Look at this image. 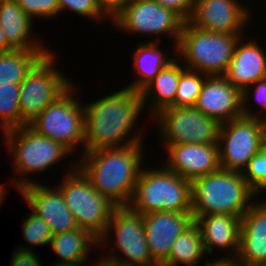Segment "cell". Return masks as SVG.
I'll list each match as a JSON object with an SVG mask.
<instances>
[{"mask_svg":"<svg viewBox=\"0 0 266 266\" xmlns=\"http://www.w3.org/2000/svg\"><path fill=\"white\" fill-rule=\"evenodd\" d=\"M84 110L85 146L82 153L143 144L139 132L135 137H128L143 110L140 92L125 87L84 105ZM122 141H125L123 145Z\"/></svg>","mask_w":266,"mask_h":266,"instance_id":"obj_1","label":"cell"},{"mask_svg":"<svg viewBox=\"0 0 266 266\" xmlns=\"http://www.w3.org/2000/svg\"><path fill=\"white\" fill-rule=\"evenodd\" d=\"M141 145L85 152L76 166L101 195L117 206H128L142 168Z\"/></svg>","mask_w":266,"mask_h":266,"instance_id":"obj_2","label":"cell"},{"mask_svg":"<svg viewBox=\"0 0 266 266\" xmlns=\"http://www.w3.org/2000/svg\"><path fill=\"white\" fill-rule=\"evenodd\" d=\"M256 196L258 195L247 184L242 173L220 168L191 181L193 219L210 214L242 217L252 205L253 202L250 201Z\"/></svg>","mask_w":266,"mask_h":266,"instance_id":"obj_3","label":"cell"},{"mask_svg":"<svg viewBox=\"0 0 266 266\" xmlns=\"http://www.w3.org/2000/svg\"><path fill=\"white\" fill-rule=\"evenodd\" d=\"M128 206L143 215L161 211L192 213L191 181L165 166L155 170L142 167Z\"/></svg>","mask_w":266,"mask_h":266,"instance_id":"obj_4","label":"cell"},{"mask_svg":"<svg viewBox=\"0 0 266 266\" xmlns=\"http://www.w3.org/2000/svg\"><path fill=\"white\" fill-rule=\"evenodd\" d=\"M240 37L205 31L184 22L175 51L187 69L207 76H224Z\"/></svg>","mask_w":266,"mask_h":266,"instance_id":"obj_5","label":"cell"},{"mask_svg":"<svg viewBox=\"0 0 266 266\" xmlns=\"http://www.w3.org/2000/svg\"><path fill=\"white\" fill-rule=\"evenodd\" d=\"M4 135L8 151L10 150L14 158L15 170L24 177L11 182L17 190L35 183L26 179V174L46 171L57 161L60 162L63 157L65 159L66 155L71 154L61 143L42 136L30 125L8 130Z\"/></svg>","mask_w":266,"mask_h":266,"instance_id":"obj_6","label":"cell"},{"mask_svg":"<svg viewBox=\"0 0 266 266\" xmlns=\"http://www.w3.org/2000/svg\"><path fill=\"white\" fill-rule=\"evenodd\" d=\"M75 164L62 182L61 190L67 208L81 229L89 231L98 240L103 236L117 205L101 195Z\"/></svg>","mask_w":266,"mask_h":266,"instance_id":"obj_7","label":"cell"},{"mask_svg":"<svg viewBox=\"0 0 266 266\" xmlns=\"http://www.w3.org/2000/svg\"><path fill=\"white\" fill-rule=\"evenodd\" d=\"M265 142L266 120L262 117L241 116L221 123L218 140L220 168L243 173Z\"/></svg>","mask_w":266,"mask_h":266,"instance_id":"obj_8","label":"cell"},{"mask_svg":"<svg viewBox=\"0 0 266 266\" xmlns=\"http://www.w3.org/2000/svg\"><path fill=\"white\" fill-rule=\"evenodd\" d=\"M74 88L71 85L29 124L42 136L61 143L71 155L76 145L84 144L85 110L79 100L74 98Z\"/></svg>","mask_w":266,"mask_h":266,"instance_id":"obj_9","label":"cell"},{"mask_svg":"<svg viewBox=\"0 0 266 266\" xmlns=\"http://www.w3.org/2000/svg\"><path fill=\"white\" fill-rule=\"evenodd\" d=\"M54 60L50 52L19 84L20 116L27 125L73 84L54 67Z\"/></svg>","mask_w":266,"mask_h":266,"instance_id":"obj_10","label":"cell"},{"mask_svg":"<svg viewBox=\"0 0 266 266\" xmlns=\"http://www.w3.org/2000/svg\"><path fill=\"white\" fill-rule=\"evenodd\" d=\"M112 229H114V231ZM110 232H114L116 248L124 253L123 256H125V260L113 254L111 256L106 254L104 258L125 266H158L152 260L148 248L143 214L134 211L129 206H117L112 213V217L103 236L98 240V243L101 245L102 243H109L106 239L111 236L109 235L111 234Z\"/></svg>","mask_w":266,"mask_h":266,"instance_id":"obj_11","label":"cell"},{"mask_svg":"<svg viewBox=\"0 0 266 266\" xmlns=\"http://www.w3.org/2000/svg\"><path fill=\"white\" fill-rule=\"evenodd\" d=\"M165 145L218 144L221 123L194 107H167L156 115ZM161 128V129H160Z\"/></svg>","mask_w":266,"mask_h":266,"instance_id":"obj_12","label":"cell"},{"mask_svg":"<svg viewBox=\"0 0 266 266\" xmlns=\"http://www.w3.org/2000/svg\"><path fill=\"white\" fill-rule=\"evenodd\" d=\"M118 29L137 34H170L175 48L180 40L184 20L155 0H127L111 18Z\"/></svg>","mask_w":266,"mask_h":266,"instance_id":"obj_13","label":"cell"},{"mask_svg":"<svg viewBox=\"0 0 266 266\" xmlns=\"http://www.w3.org/2000/svg\"><path fill=\"white\" fill-rule=\"evenodd\" d=\"M236 0H195L191 25L213 33L241 35L250 11Z\"/></svg>","mask_w":266,"mask_h":266,"instance_id":"obj_14","label":"cell"},{"mask_svg":"<svg viewBox=\"0 0 266 266\" xmlns=\"http://www.w3.org/2000/svg\"><path fill=\"white\" fill-rule=\"evenodd\" d=\"M18 192L28 202L32 212L45 220L53 236L79 228L58 187L50 188L35 182Z\"/></svg>","mask_w":266,"mask_h":266,"instance_id":"obj_15","label":"cell"},{"mask_svg":"<svg viewBox=\"0 0 266 266\" xmlns=\"http://www.w3.org/2000/svg\"><path fill=\"white\" fill-rule=\"evenodd\" d=\"M143 221L151 258L158 266L168 259L177 237L194 223L192 213L167 211L144 214Z\"/></svg>","mask_w":266,"mask_h":266,"instance_id":"obj_16","label":"cell"},{"mask_svg":"<svg viewBox=\"0 0 266 266\" xmlns=\"http://www.w3.org/2000/svg\"><path fill=\"white\" fill-rule=\"evenodd\" d=\"M168 170L192 181L220 169L218 144L181 143L166 145Z\"/></svg>","mask_w":266,"mask_h":266,"instance_id":"obj_17","label":"cell"},{"mask_svg":"<svg viewBox=\"0 0 266 266\" xmlns=\"http://www.w3.org/2000/svg\"><path fill=\"white\" fill-rule=\"evenodd\" d=\"M195 107L225 123L242 116V92L224 76H207Z\"/></svg>","mask_w":266,"mask_h":266,"instance_id":"obj_18","label":"cell"},{"mask_svg":"<svg viewBox=\"0 0 266 266\" xmlns=\"http://www.w3.org/2000/svg\"><path fill=\"white\" fill-rule=\"evenodd\" d=\"M235 266L266 265V204L253 202L241 217Z\"/></svg>","mask_w":266,"mask_h":266,"instance_id":"obj_19","label":"cell"},{"mask_svg":"<svg viewBox=\"0 0 266 266\" xmlns=\"http://www.w3.org/2000/svg\"><path fill=\"white\" fill-rule=\"evenodd\" d=\"M202 235L206 253L212 255L213 248L233 251L228 257L236 259L239 250L241 217L229 214L200 215L194 219Z\"/></svg>","mask_w":266,"mask_h":266,"instance_id":"obj_20","label":"cell"},{"mask_svg":"<svg viewBox=\"0 0 266 266\" xmlns=\"http://www.w3.org/2000/svg\"><path fill=\"white\" fill-rule=\"evenodd\" d=\"M236 43L233 57L224 77L241 92L258 80L266 78V54L256 43Z\"/></svg>","mask_w":266,"mask_h":266,"instance_id":"obj_21","label":"cell"},{"mask_svg":"<svg viewBox=\"0 0 266 266\" xmlns=\"http://www.w3.org/2000/svg\"><path fill=\"white\" fill-rule=\"evenodd\" d=\"M0 27L13 50H48L40 41L31 39L32 19L16 0L0 2Z\"/></svg>","mask_w":266,"mask_h":266,"instance_id":"obj_22","label":"cell"},{"mask_svg":"<svg viewBox=\"0 0 266 266\" xmlns=\"http://www.w3.org/2000/svg\"><path fill=\"white\" fill-rule=\"evenodd\" d=\"M178 62L179 58L178 60L176 58L162 68L155 78L140 91L143 108L146 103H150V97L153 98L151 104H148L151 106L152 115H156L160 110L170 107L174 103L180 74L186 68Z\"/></svg>","mask_w":266,"mask_h":266,"instance_id":"obj_23","label":"cell"},{"mask_svg":"<svg viewBox=\"0 0 266 266\" xmlns=\"http://www.w3.org/2000/svg\"><path fill=\"white\" fill-rule=\"evenodd\" d=\"M51 249L61 259L56 264L86 265L91 247L97 246L98 239L89 231L81 228L54 235L51 238Z\"/></svg>","mask_w":266,"mask_h":266,"instance_id":"obj_24","label":"cell"},{"mask_svg":"<svg viewBox=\"0 0 266 266\" xmlns=\"http://www.w3.org/2000/svg\"><path fill=\"white\" fill-rule=\"evenodd\" d=\"M50 50H11L0 53V85L20 84Z\"/></svg>","mask_w":266,"mask_h":266,"instance_id":"obj_25","label":"cell"},{"mask_svg":"<svg viewBox=\"0 0 266 266\" xmlns=\"http://www.w3.org/2000/svg\"><path fill=\"white\" fill-rule=\"evenodd\" d=\"M158 41L148 40L145 44H140L135 49L133 54V62L135 70L141 76L138 80L134 81L126 88H130L133 91L140 92L155 76L161 71L162 68L167 66L175 58H170L169 55H165L162 50L157 47ZM168 56V57H167Z\"/></svg>","mask_w":266,"mask_h":266,"instance_id":"obj_26","label":"cell"},{"mask_svg":"<svg viewBox=\"0 0 266 266\" xmlns=\"http://www.w3.org/2000/svg\"><path fill=\"white\" fill-rule=\"evenodd\" d=\"M199 227L193 223L172 243L168 259L161 266H177L179 263L186 266H197L200 259L205 256Z\"/></svg>","mask_w":266,"mask_h":266,"instance_id":"obj_27","label":"cell"},{"mask_svg":"<svg viewBox=\"0 0 266 266\" xmlns=\"http://www.w3.org/2000/svg\"><path fill=\"white\" fill-rule=\"evenodd\" d=\"M20 86L0 85V128L3 132L27 125L20 116Z\"/></svg>","mask_w":266,"mask_h":266,"instance_id":"obj_28","label":"cell"},{"mask_svg":"<svg viewBox=\"0 0 266 266\" xmlns=\"http://www.w3.org/2000/svg\"><path fill=\"white\" fill-rule=\"evenodd\" d=\"M205 77L207 75L199 71L185 68L180 74L175 100L170 107H194L206 79Z\"/></svg>","mask_w":266,"mask_h":266,"instance_id":"obj_29","label":"cell"},{"mask_svg":"<svg viewBox=\"0 0 266 266\" xmlns=\"http://www.w3.org/2000/svg\"><path fill=\"white\" fill-rule=\"evenodd\" d=\"M243 177L250 188L259 194L266 189V142L258 154L254 155L243 171Z\"/></svg>","mask_w":266,"mask_h":266,"instance_id":"obj_30","label":"cell"},{"mask_svg":"<svg viewBox=\"0 0 266 266\" xmlns=\"http://www.w3.org/2000/svg\"><path fill=\"white\" fill-rule=\"evenodd\" d=\"M27 217L21 226L25 240L31 245L42 246L50 244L53 234L45 220L33 212Z\"/></svg>","mask_w":266,"mask_h":266,"instance_id":"obj_31","label":"cell"},{"mask_svg":"<svg viewBox=\"0 0 266 266\" xmlns=\"http://www.w3.org/2000/svg\"><path fill=\"white\" fill-rule=\"evenodd\" d=\"M60 12L70 9L72 12L77 13L79 16L91 19H99L106 15L111 18L99 5L97 0H58Z\"/></svg>","mask_w":266,"mask_h":266,"instance_id":"obj_32","label":"cell"},{"mask_svg":"<svg viewBox=\"0 0 266 266\" xmlns=\"http://www.w3.org/2000/svg\"><path fill=\"white\" fill-rule=\"evenodd\" d=\"M21 9L33 20L34 17L51 18L60 13L58 0H16Z\"/></svg>","mask_w":266,"mask_h":266,"instance_id":"obj_33","label":"cell"},{"mask_svg":"<svg viewBox=\"0 0 266 266\" xmlns=\"http://www.w3.org/2000/svg\"><path fill=\"white\" fill-rule=\"evenodd\" d=\"M251 86L254 87V96L256 102H258L259 106L262 107V110L264 109L266 111V78L261 79L250 85L249 87L245 88L242 91V116L243 117H259V114H254L253 112H250L249 108L246 106L247 101H249L250 96H248L250 93ZM248 108V109H247ZM262 117L264 120H266V114Z\"/></svg>","mask_w":266,"mask_h":266,"instance_id":"obj_34","label":"cell"},{"mask_svg":"<svg viewBox=\"0 0 266 266\" xmlns=\"http://www.w3.org/2000/svg\"><path fill=\"white\" fill-rule=\"evenodd\" d=\"M161 6L168 8L178 14L185 22L192 15L195 0H155Z\"/></svg>","mask_w":266,"mask_h":266,"instance_id":"obj_35","label":"cell"},{"mask_svg":"<svg viewBox=\"0 0 266 266\" xmlns=\"http://www.w3.org/2000/svg\"><path fill=\"white\" fill-rule=\"evenodd\" d=\"M11 266H41L38 256H35V252L23 246H19L17 251L11 256Z\"/></svg>","mask_w":266,"mask_h":266,"instance_id":"obj_36","label":"cell"},{"mask_svg":"<svg viewBox=\"0 0 266 266\" xmlns=\"http://www.w3.org/2000/svg\"><path fill=\"white\" fill-rule=\"evenodd\" d=\"M127 0H97L101 8L112 18Z\"/></svg>","mask_w":266,"mask_h":266,"instance_id":"obj_37","label":"cell"},{"mask_svg":"<svg viewBox=\"0 0 266 266\" xmlns=\"http://www.w3.org/2000/svg\"><path fill=\"white\" fill-rule=\"evenodd\" d=\"M205 262V266H235V261L228 257L220 258L214 261L212 260V262H209L207 259Z\"/></svg>","mask_w":266,"mask_h":266,"instance_id":"obj_38","label":"cell"},{"mask_svg":"<svg viewBox=\"0 0 266 266\" xmlns=\"http://www.w3.org/2000/svg\"><path fill=\"white\" fill-rule=\"evenodd\" d=\"M13 50L7 43L4 32L0 27V53H5Z\"/></svg>","mask_w":266,"mask_h":266,"instance_id":"obj_39","label":"cell"},{"mask_svg":"<svg viewBox=\"0 0 266 266\" xmlns=\"http://www.w3.org/2000/svg\"><path fill=\"white\" fill-rule=\"evenodd\" d=\"M6 189L4 186H0V205L3 203L2 201L4 200Z\"/></svg>","mask_w":266,"mask_h":266,"instance_id":"obj_40","label":"cell"},{"mask_svg":"<svg viewBox=\"0 0 266 266\" xmlns=\"http://www.w3.org/2000/svg\"><path fill=\"white\" fill-rule=\"evenodd\" d=\"M104 266H125V265H120V264L114 263V262L104 258Z\"/></svg>","mask_w":266,"mask_h":266,"instance_id":"obj_41","label":"cell"},{"mask_svg":"<svg viewBox=\"0 0 266 266\" xmlns=\"http://www.w3.org/2000/svg\"><path fill=\"white\" fill-rule=\"evenodd\" d=\"M94 266H104V257H103V259H100L99 262L96 261V264L94 263Z\"/></svg>","mask_w":266,"mask_h":266,"instance_id":"obj_42","label":"cell"},{"mask_svg":"<svg viewBox=\"0 0 266 266\" xmlns=\"http://www.w3.org/2000/svg\"><path fill=\"white\" fill-rule=\"evenodd\" d=\"M55 265L54 266H82V265H73V264H56L54 263Z\"/></svg>","mask_w":266,"mask_h":266,"instance_id":"obj_43","label":"cell"}]
</instances>
